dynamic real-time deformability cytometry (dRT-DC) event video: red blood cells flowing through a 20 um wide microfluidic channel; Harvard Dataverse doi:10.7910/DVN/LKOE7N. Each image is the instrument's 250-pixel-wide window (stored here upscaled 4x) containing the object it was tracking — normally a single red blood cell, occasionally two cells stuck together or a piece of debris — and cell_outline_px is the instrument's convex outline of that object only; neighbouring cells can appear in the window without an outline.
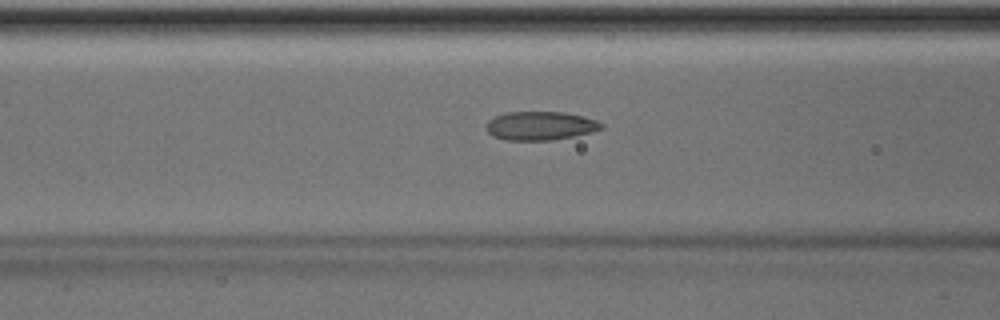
{"species": "Egyptian fruit bat (a non-hibernating species)", "species_latin": "Rousettus aegyptiacus", "temperature_condition": "room temperature", "stored_images_in_passage": 50, "camera_frame_rate_fps": 3000, "um_per_image_px": 0.085, "animal": {"sex": "male"}, "frame": {"image": 1, "passage_image": 20, "time_ms": 6.333, "image_size_px": [1000, 320], "cell_outline_px": [[604, 128], [572, 136], [552, 140], [504, 140], [492, 136], [484, 128], [484, 124], [488, 120], [504, 112], [564, 112], [584, 116], [596, 120], [604, 124]], "centroid_in_image_um": [45.87, 10.68], "position_along_channel_um": 120.7, "area_um2": 19.36}}
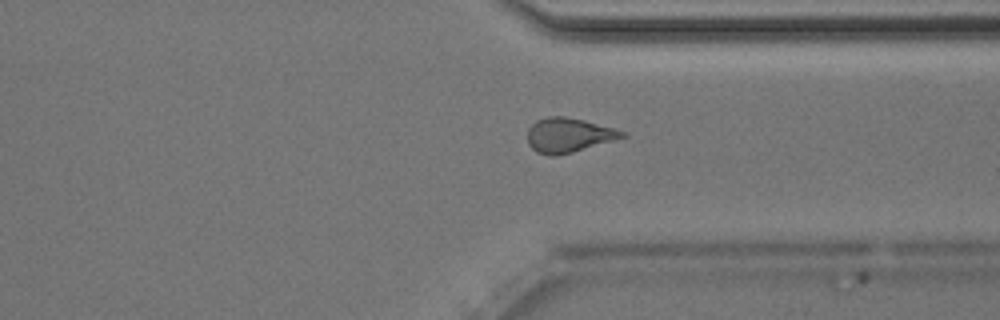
{"frame": {"image": 2, "passage_image": 38, "time_ms": 12.333, "image_size_px": [1000, 320], "cell_outline_px": [[628, 136], [572, 152], [556, 156], [552, 156], [536, 152], [528, 144], [528, 128], [536, 120], [548, 116], [564, 116], [584, 120], [616, 128], [624, 132]], "centroid_in_image_um": [48.32, 11.48], "position_along_channel_um": 363.1, "area_um2": 19.02}}
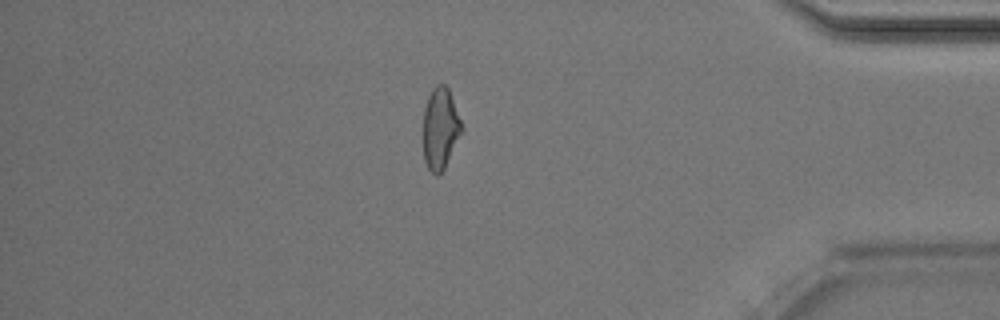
{"frame": {"image": 3, "passage_image": 43, "time_ms": 14.0, "image_size_px": [1000, 320], "cell_outline_px": [[464, 128], [444, 168], [436, 176], [428, 168], [424, 160], [424, 108], [428, 96], [432, 88], [436, 84], [444, 84], [448, 88]], "centroid_in_image_um": [37.43, 10.89], "position_along_channel_um": 397.8, "area_um2": 18.09}, "authors_computed_cell_mechanics": {"area_um2": 19.3052, "velocity_mm_per_s": 4.0412, "shape_relaxation_time_tau1_ms": 10.2202, "shape_relaxation_time_tau2_ms": 1.9555, "deformation_change_tau1": 0.2278, "deformation_change_tau2": 0.0952}}